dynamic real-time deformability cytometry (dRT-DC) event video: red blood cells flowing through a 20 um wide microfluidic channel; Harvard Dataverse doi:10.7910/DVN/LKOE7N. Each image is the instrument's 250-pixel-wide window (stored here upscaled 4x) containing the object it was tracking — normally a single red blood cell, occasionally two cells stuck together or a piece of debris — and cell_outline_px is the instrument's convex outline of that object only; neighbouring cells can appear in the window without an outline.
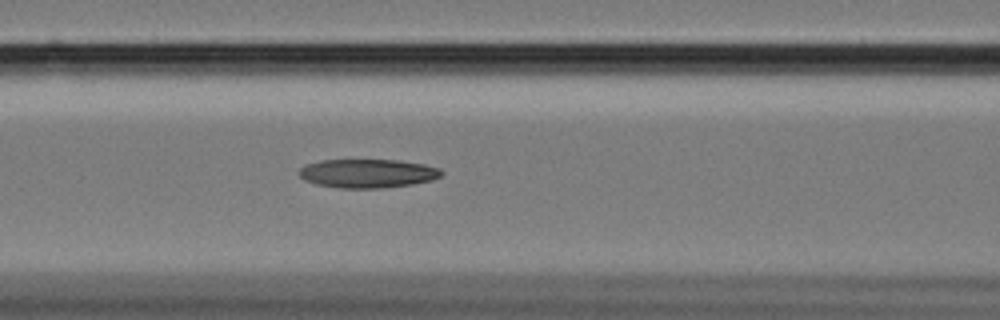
{"species": "Egyptian fruit bat (a non-hibernating species)", "species_latin": "Rousettus aegyptiacus", "temperature_condition": "cold", "stored_images_in_passage": 58, "camera_frame_rate_fps": 3000, "um_per_image_px": 0.085, "animal": {"sex": "female"}, "frame": {"image": 1, "passage_image": 24, "time_ms": 7.667, "image_size_px": [1000, 320], "cell_outline_px": [[444, 172], [440, 176], [432, 180], [412, 184], [380, 188], [340, 188], [316, 184], [304, 180], [296, 172], [300, 168], [308, 164], [320, 160], [400, 160], [424, 164], [440, 168]], "centroid_in_image_um": [31.24, 14.73], "position_along_channel_um": 135.4, "area_um2": 23.93}}
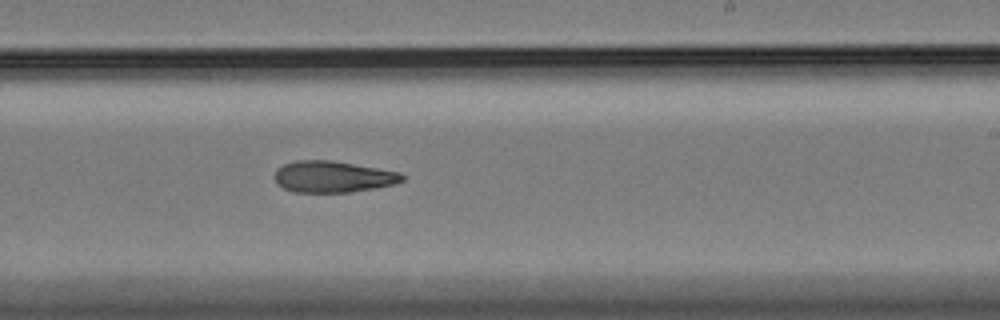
{"frame": {"image": 2, "passage_image": 35, "time_ms": 11.333, "image_size_px": [1000, 320], "cell_outline_px": [[404, 180], [396, 184], [376, 188], [348, 192], [292, 192], [276, 184], [276, 168], [284, 164], [296, 160], [332, 160], [400, 172], [404, 176]], "centroid_in_image_um": [28.3, 15.02], "position_along_channel_um": 260.7, "area_um2": 23.41}}
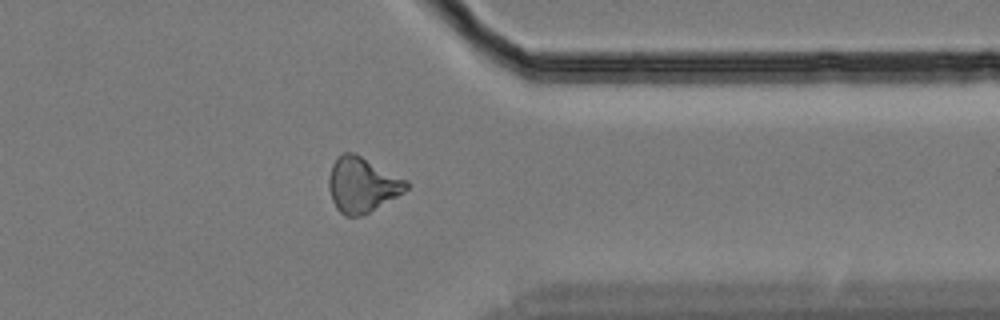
{"frame": {"image": 3, "passage_image": 46, "time_ms": 15.0, "image_size_px": [1000, 320], "cell_outline_px": [[408, 188], [404, 192], [368, 212], [360, 216], [344, 216], [336, 208], [332, 200], [328, 188], [328, 180], [332, 164], [344, 152], [356, 152], [408, 180]], "centroid_in_image_um": [30.78, 15.68], "position_along_channel_um": 380.6, "area_um2": 24.91}}